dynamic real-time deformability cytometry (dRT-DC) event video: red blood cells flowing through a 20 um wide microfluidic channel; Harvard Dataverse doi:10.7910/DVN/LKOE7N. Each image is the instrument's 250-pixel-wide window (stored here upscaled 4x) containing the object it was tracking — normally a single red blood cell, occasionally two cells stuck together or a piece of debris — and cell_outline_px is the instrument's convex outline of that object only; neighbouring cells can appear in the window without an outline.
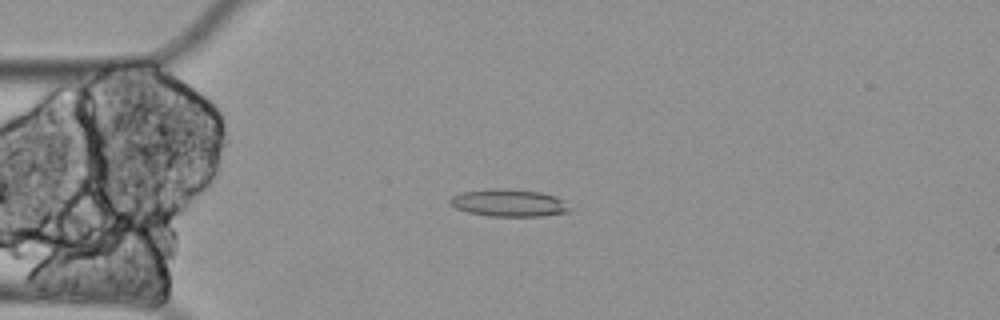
{"species": "Egyptian fruit bat (a non-hibernating species)", "species_latin": "Rousettus aegyptiacus", "temperature_condition": "cold", "stored_images_in_passage": 60, "camera_frame_rate_fps": 3000, "um_per_image_px": 0.085, "animal": {"sex": "female"}, "frame": {"image": 1, "passage_image": 14, "time_ms": 4.333, "image_size_px": [1000, 320], "cell_outline_px": [[572, 212], [540, 216], [492, 216], [468, 212], [456, 208], [448, 204], [448, 200], [452, 196], [464, 192], [492, 188], [504, 188], [540, 192], [556, 196], [564, 200], [572, 208]], "centroid_in_image_um": [43.29, 17.25], "position_along_channel_um": 41.7, "area_um2": 19.25}}
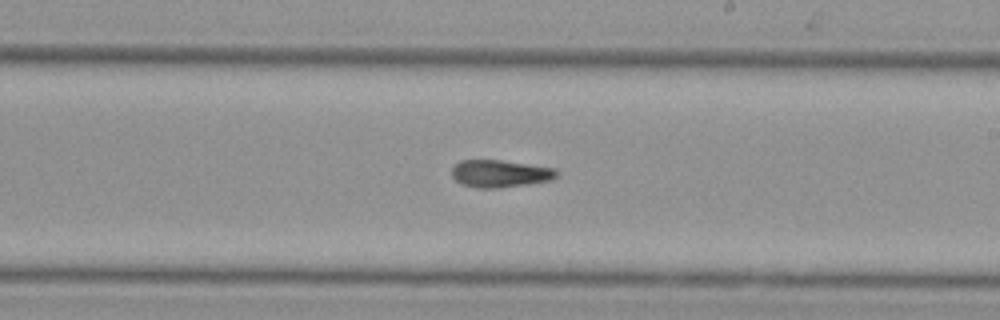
{"frame": {"image": 2, "passage_image": 34, "time_ms": 11.0, "image_size_px": [1000, 320], "cell_outline_px": [[560, 176], [552, 180], [496, 188], [476, 188], [464, 184], [456, 180], [452, 176], [452, 168], [460, 160], [500, 160], [556, 168], [560, 172]], "centroid_in_image_um": [42.55, 14.75], "position_along_channel_um": 246.4, "area_um2": 16.7}}
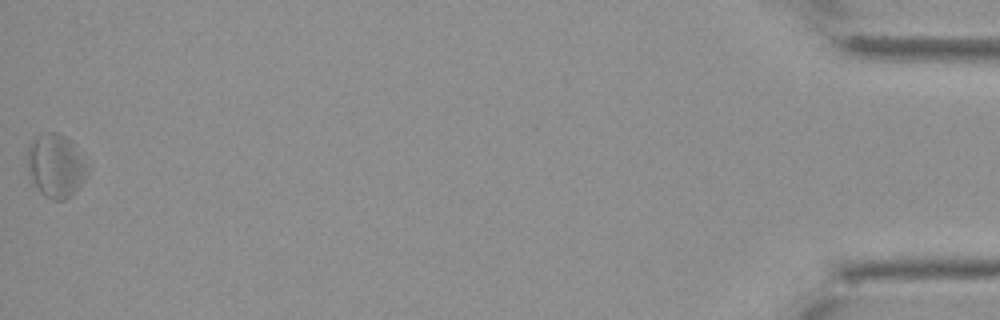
{"frame": {"image": 3, "passage_image": 60, "time_ms": 19.667, "image_size_px": [1000, 320], "cell_outline_px": [[92, 168], [88, 176], [64, 200], [52, 200], [44, 196], [40, 192], [32, 180], [28, 172], [28, 144], [36, 136], [44, 132], [56, 132], [64, 136], [72, 144]], "centroid_in_image_um": [4.75, 14.08], "position_along_channel_um": 430.4, "area_um2": 22.14}, "authors_computed_cell_mechanics": {"area_um2": 18.3515, "velocity_mm_per_s": 3.2305, "shape_relaxation_time_tau1_ms": null, "shape_relaxation_time_tau2_ms": 5.9542, "deformation_change_tau1": null, "deformation_change_tau2": 0.1398}}